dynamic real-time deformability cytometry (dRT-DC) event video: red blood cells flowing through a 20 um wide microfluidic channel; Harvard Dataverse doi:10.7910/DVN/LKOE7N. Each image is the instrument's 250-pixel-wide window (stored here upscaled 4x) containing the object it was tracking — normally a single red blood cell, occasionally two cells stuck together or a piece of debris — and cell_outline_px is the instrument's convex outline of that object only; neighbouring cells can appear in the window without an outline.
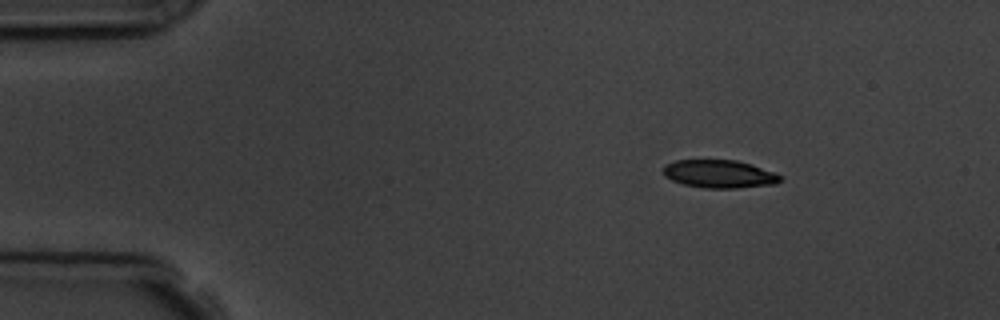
{"species": "common noctule bat (a hibernating species)", "species_latin": "Nyctalus noctula", "temperature_condition": "room temperature", "stored_images_in_passage": 5, "camera_frame_rate_fps": 3000, "um_per_image_px": 0.085, "animal": {"sex": "male", "body_mass_g": 19.5, "forearm_length_mm": 54.6}, "frame": {"image": 1, "passage_image": 2, "time_ms": 1.333, "image_size_px": [1000, 320], "cell_outline_px": [[784, 180], [776, 184], [736, 188], [704, 188], [684, 184], [672, 180], [664, 176], [660, 168], [664, 164], [676, 160], [736, 160], [752, 164], [776, 172], [784, 176]], "centroid_in_image_um": [61.17, 14.78], "position_along_channel_um": 23.8, "area_um2": 19.54}}
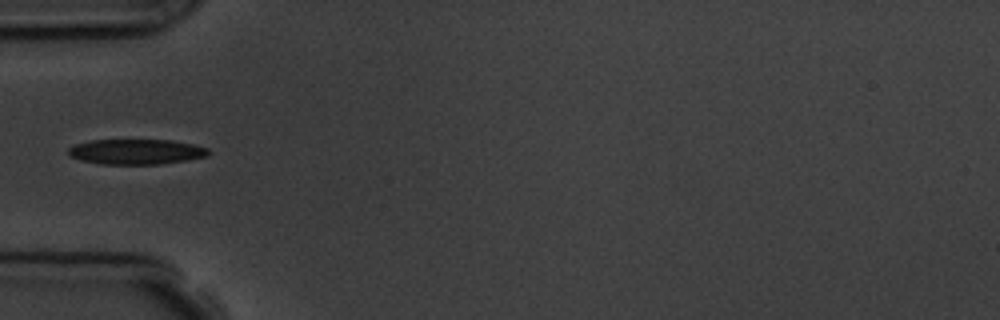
{"frame": {"image": 2, "passage_image": 5, "time_ms": 4.667, "image_size_px": [1000, 320], "cell_outline_px": [[212, 152], [208, 156], [188, 160], [160, 164], [100, 164], [80, 160], [68, 156], [68, 148], [76, 144], [92, 140], [172, 140], [192, 144], [208, 148]], "centroid_in_image_um": [11.59, 12.9], "position_along_channel_um": 73.4, "area_um2": 20.75}}